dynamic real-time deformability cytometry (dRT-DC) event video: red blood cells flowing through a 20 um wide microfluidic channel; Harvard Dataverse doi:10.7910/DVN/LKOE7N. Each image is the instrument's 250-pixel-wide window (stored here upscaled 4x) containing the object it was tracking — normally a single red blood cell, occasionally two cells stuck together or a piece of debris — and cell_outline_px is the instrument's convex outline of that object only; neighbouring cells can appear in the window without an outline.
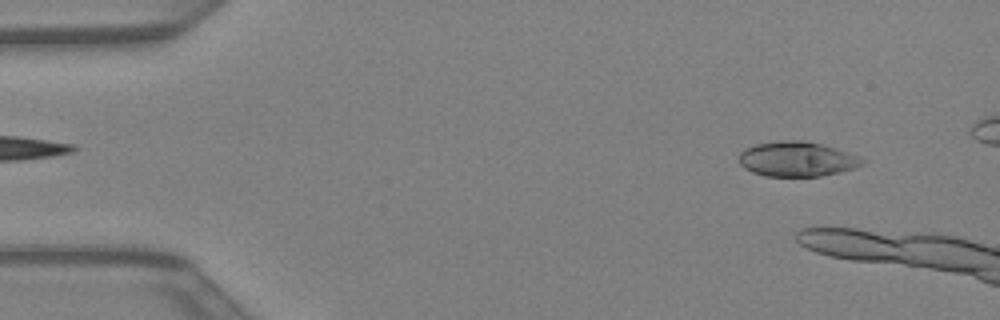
{"species": "Egyptian fruit bat (a non-hibernating species)", "species_latin": "Rousettus aegyptiacus", "temperature_condition": "warm", "stored_images_in_passage": 8, "camera_frame_rate_fps": 3000, "um_per_image_px": 0.085, "animal": {"sex": "female"}, "frame": {"image": 1, "passage_image": 3, "time_ms": 0.667, "image_size_px": [1000, 320], "cell_outline_px": [[868, 160], [864, 164], [856, 168], [840, 172], [820, 176], [764, 176], [752, 172], [744, 168], [740, 164], [740, 152], [744, 148], [756, 144], [776, 140], [800, 140], [820, 144], [836, 148]], "centroid_in_image_um": [67.75, 13.52], "position_along_channel_um": 17.3, "area_um2": 25.2}}